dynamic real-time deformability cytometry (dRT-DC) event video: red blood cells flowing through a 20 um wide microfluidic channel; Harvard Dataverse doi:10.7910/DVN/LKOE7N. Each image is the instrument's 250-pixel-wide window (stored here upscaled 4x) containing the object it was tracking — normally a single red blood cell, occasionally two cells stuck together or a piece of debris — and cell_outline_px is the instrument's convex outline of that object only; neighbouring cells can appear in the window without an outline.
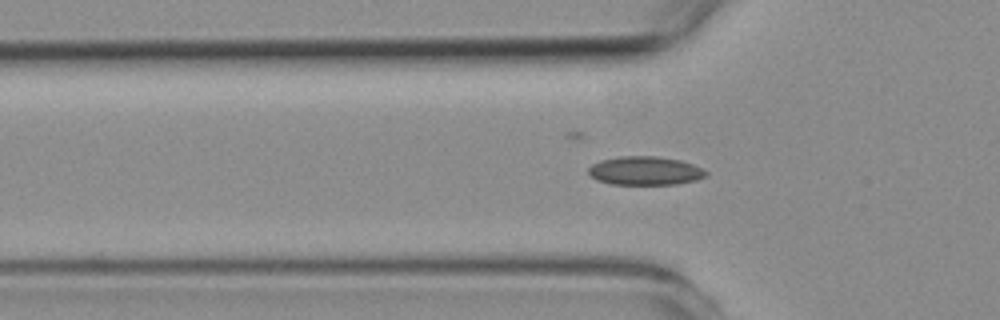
{"species": "common noctule bat (a hibernating species)", "species_latin": "Nyctalus noctula", "temperature_condition": "room temperature", "stored_images_in_passage": 51, "camera_frame_rate_fps": 3000, "um_per_image_px": 0.085, "animal": {"sex": "female", "body_mass_g": 19.3, "forearm_length_mm": 54.1}, "frame": {"image": 1, "passage_image": 13, "time_ms": 4.0, "image_size_px": [1000, 320], "cell_outline_px": [[708, 176], [696, 180], [676, 184], [612, 184], [596, 180], [588, 172], [588, 168], [592, 164], [600, 160], [620, 156], [656, 156], [680, 160], [692, 164], [708, 172]], "centroid_in_image_um": [54.83, 14.51], "position_along_channel_um": 71.0, "area_um2": 19.59}}
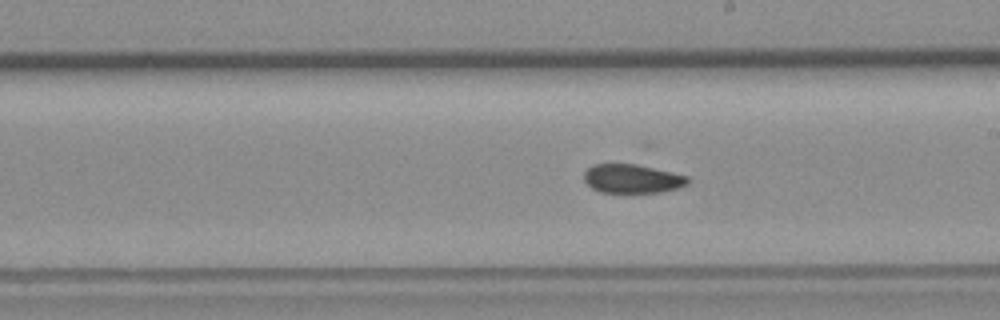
{"frame": {"image": 2, "passage_image": 26, "time_ms": 8.333, "image_size_px": [1000, 320], "cell_outline_px": [[692, 180], [688, 184], [680, 188], [660, 192], [600, 192], [592, 188], [584, 180], [584, 172], [592, 164], [636, 164], [672, 172], [688, 176]], "centroid_in_image_um": [53.77, 15.19], "position_along_channel_um": 235.2, "area_um2": 17.51}}
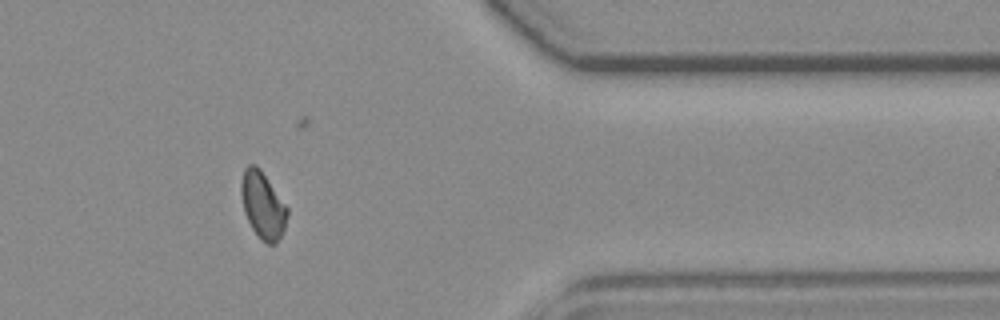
{"frame": {"image": 3, "passage_image": 40, "time_ms": 13.0, "image_size_px": [1000, 320], "cell_outline_px": [[288, 212], [284, 228], [276, 244], [268, 244], [260, 240], [252, 228], [244, 212], [240, 192], [240, 184], [244, 168], [248, 164], [256, 164], [260, 168], [288, 208]], "centroid_in_image_um": [22.31, 17.43], "position_along_channel_um": 389.1, "area_um2": 17.98}, "authors_computed_cell_mechanics": {"area_um2": 18.3804, "velocity_mm_per_s": 3.7853, "shape_relaxation_time_tau1_ms": null, "shape_relaxation_time_tau2_ms": 4.0478, "deformation_change_tau1": null, "deformation_change_tau2": 0.0649}}